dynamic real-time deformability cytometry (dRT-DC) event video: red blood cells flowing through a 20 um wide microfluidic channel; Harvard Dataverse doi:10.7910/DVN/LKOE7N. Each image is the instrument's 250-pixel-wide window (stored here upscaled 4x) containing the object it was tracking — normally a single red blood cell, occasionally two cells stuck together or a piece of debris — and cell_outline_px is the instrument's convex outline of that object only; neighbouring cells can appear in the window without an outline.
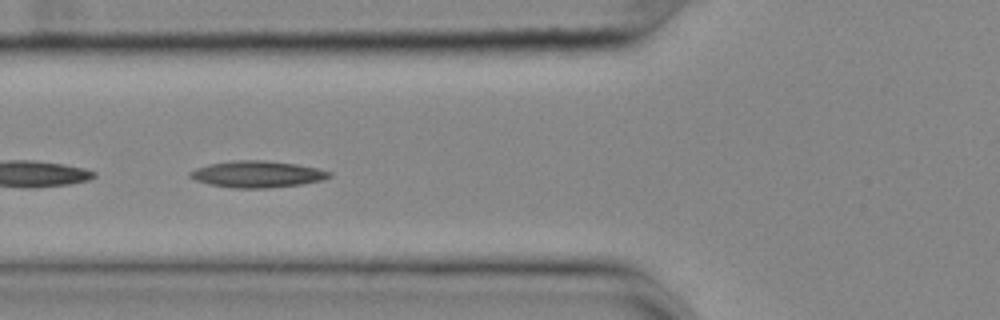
{"species": "common noctule bat (a hibernating species)", "species_latin": "Nyctalus noctula", "temperature_condition": "cold", "stored_images_in_passage": 23, "segment_of_instrument_passage": [2, 2], "camera_frame_rate_fps": 3000, "um_per_image_px": 0.085, "animal": {"sex": "female", "body_mass_g": 25.1}, "frame": {"image": 1, "passage_image": 21, "time_ms": 6.667, "image_size_px": [1000, 320], "cell_outline_px": [[332, 176], [324, 180], [300, 184], [264, 188], [236, 188], [212, 184], [196, 180], [188, 176], [188, 172], [196, 168], [208, 164], [236, 160], [264, 160], [296, 164], [316, 168], [332, 172]], "centroid_in_image_um": [21.87, 14.8], "position_along_channel_um": 103.9, "area_um2": 21.39}}